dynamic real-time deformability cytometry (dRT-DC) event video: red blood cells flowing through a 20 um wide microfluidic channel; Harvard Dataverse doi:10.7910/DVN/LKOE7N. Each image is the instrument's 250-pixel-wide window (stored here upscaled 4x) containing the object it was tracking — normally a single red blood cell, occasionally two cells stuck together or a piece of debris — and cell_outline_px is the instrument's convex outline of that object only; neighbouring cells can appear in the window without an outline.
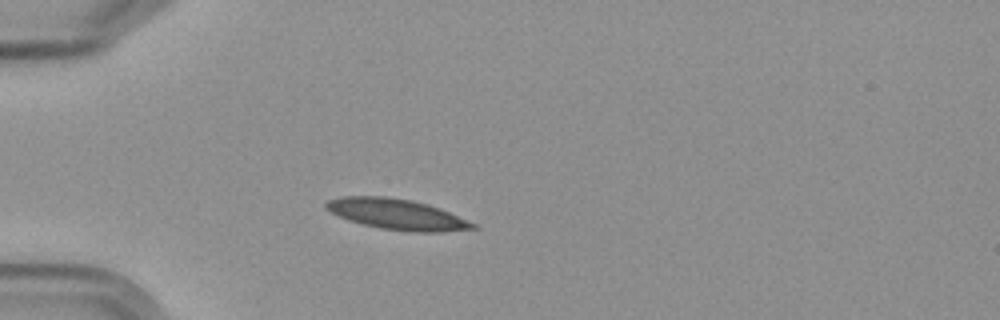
{"species": "Egyptian fruit bat (a non-hibernating species)", "species_latin": "Rousettus aegyptiacus", "temperature_condition": "cold", "stored_images_in_passage": 2, "camera_frame_rate_fps": 3000, "um_per_image_px": 0.085, "frame": {"image": 1, "passage_image": 2, "time_ms": 2.0, "image_size_px": [1000, 320], "cell_outline_px": [[480, 228], [440, 232], [412, 232], [380, 228], [348, 220], [324, 208], [324, 204], [328, 200], [344, 196], [384, 196], [412, 200], [428, 204], [440, 208], [476, 224]], "centroid_in_image_um": [33.75, 18.21], "position_along_channel_um": 51.2, "area_um2": 26.13}}